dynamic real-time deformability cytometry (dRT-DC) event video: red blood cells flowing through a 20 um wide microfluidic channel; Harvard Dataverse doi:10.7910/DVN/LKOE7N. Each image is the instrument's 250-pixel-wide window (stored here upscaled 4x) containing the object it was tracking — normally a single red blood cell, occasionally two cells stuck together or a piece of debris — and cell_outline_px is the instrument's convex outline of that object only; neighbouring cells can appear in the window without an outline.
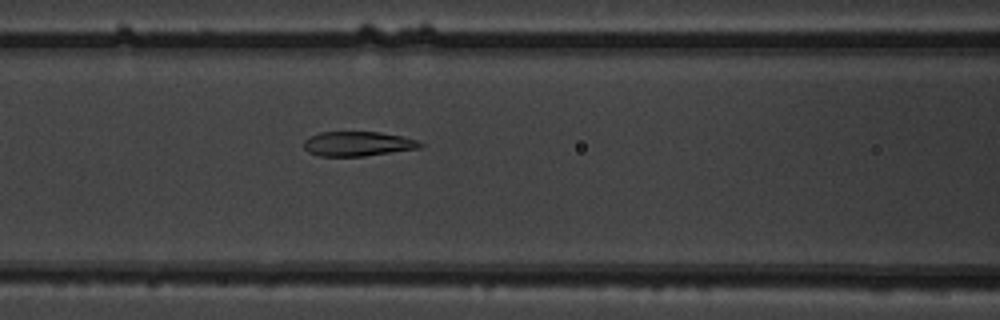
{"species": "common noctule bat (a hibernating species)", "species_latin": "Nyctalus noctula", "temperature_condition": "warm", "stored_images_in_passage": 35, "camera_frame_rate_fps": 3000, "um_per_image_px": 0.085, "animal": {"sex": "male", "body_mass_g": 19.5, "forearm_length_mm": 54.6}, "frame": {"image": 1, "passage_image": 7, "time_ms": 2.0, "image_size_px": [1000, 320], "cell_outline_px": [[424, 144], [420, 148], [364, 156], [320, 156], [308, 152], [304, 148], [304, 140], [308, 136], [320, 132], [380, 132], [400, 136], [416, 140]], "centroid_in_image_um": [30.37, 12.22], "position_along_channel_um": 136.2, "area_um2": 16.65}}
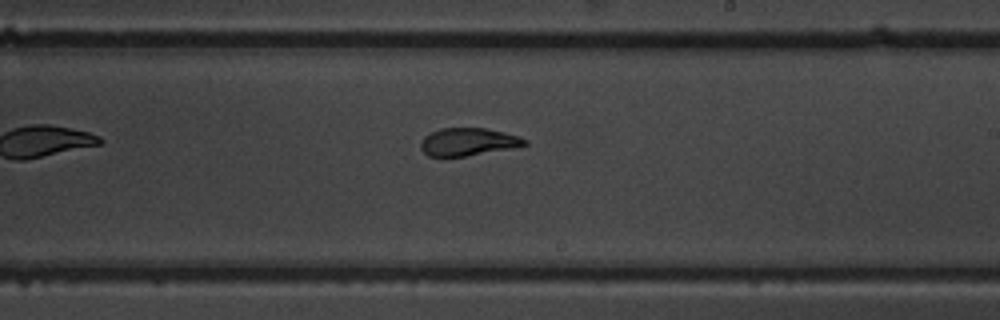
{"frame": {"image": 2, "passage_image": 16, "time_ms": 5.0, "image_size_px": [1000, 320], "cell_outline_px": [[528, 144], [512, 148], [464, 156], [428, 156], [420, 148], [420, 144], [424, 136], [440, 128], [488, 128], [520, 136], [528, 140]], "centroid_in_image_um": [39.81, 12.04], "position_along_channel_um": 249.2, "area_um2": 16.76}}
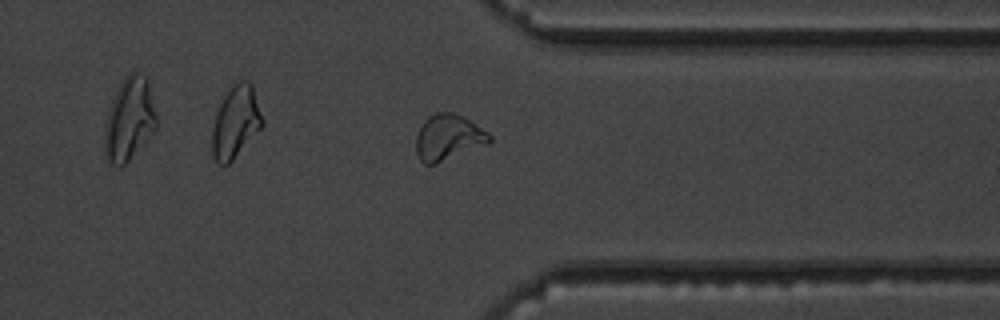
{"frame": {"image": 3, "passage_image": 26, "time_ms": 8.333, "image_size_px": [1000, 320], "cell_outline_px": [[492, 140], [488, 144], [436, 164], [424, 164], [420, 160], [416, 152], [416, 136], [424, 120], [428, 116], [436, 112], [452, 112], [464, 116], [488, 132], [492, 136]], "centroid_in_image_um": [38.11, 11.68], "position_along_channel_um": 373.3, "area_um2": 19.77}, "authors_computed_cell_mechanics": {"area_um2": 17.918, "velocity_mm_per_s": 3.7708, "shape_relaxation_time_tau1_ms": null, "shape_relaxation_time_tau2_ms": 0.9856, "deformation_change_tau1": null, "deformation_change_tau2": 0.0574}}